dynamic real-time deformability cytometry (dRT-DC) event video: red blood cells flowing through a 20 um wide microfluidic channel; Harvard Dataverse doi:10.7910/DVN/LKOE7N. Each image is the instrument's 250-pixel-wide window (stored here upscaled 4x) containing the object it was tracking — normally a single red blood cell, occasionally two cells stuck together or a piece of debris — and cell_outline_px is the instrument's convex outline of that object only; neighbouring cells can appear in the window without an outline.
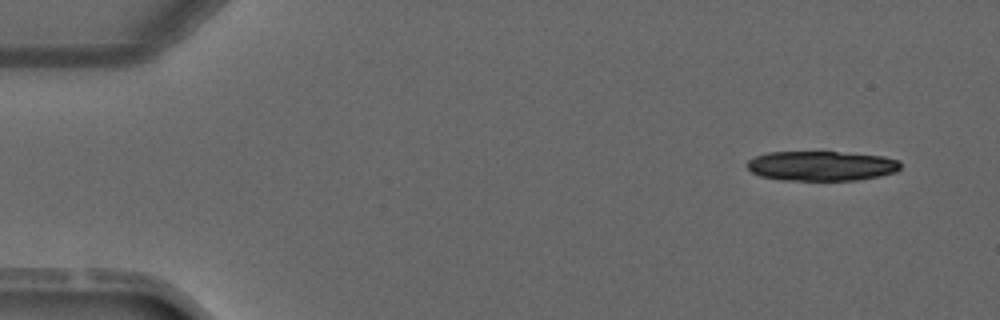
{"species": "common noctule bat (a hibernating species)", "species_latin": "Nyctalus noctula", "temperature_condition": "warm", "stored_images_in_passage": 4, "camera_frame_rate_fps": 3000, "um_per_image_px": 0.085, "animal": {"sex": "male", "forearm_length_mm": 52.5}, "frame": {"image": 1, "passage_image": 1, "time_ms": 0.0, "image_size_px": [1000, 320], "cell_outline_px": [[900, 168], [896, 172], [880, 176], [856, 180], [784, 180], [760, 176], [752, 172], [748, 168], [748, 160], [756, 156], [768, 152], [836, 152], [884, 156], [900, 160]], "centroid_in_image_um": [69.85, 14.1], "position_along_channel_um": 15.2, "area_um2": 26.53}}